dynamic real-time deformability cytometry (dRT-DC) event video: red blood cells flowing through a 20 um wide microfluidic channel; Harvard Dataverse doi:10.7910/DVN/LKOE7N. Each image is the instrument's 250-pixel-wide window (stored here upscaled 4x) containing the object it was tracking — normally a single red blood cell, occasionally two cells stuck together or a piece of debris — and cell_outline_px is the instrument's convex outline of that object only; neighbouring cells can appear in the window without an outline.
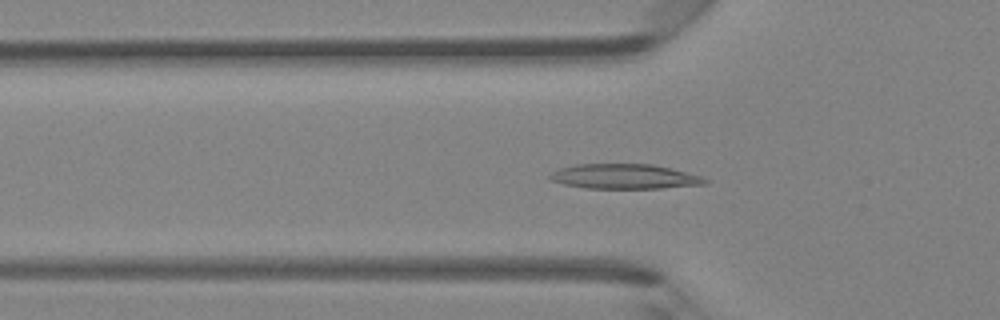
{"species": "Egyptian fruit bat (a non-hibernating species)", "species_latin": "Rousettus aegyptiacus", "temperature_condition": "room temperature", "stored_images_in_passage": 46, "camera_frame_rate_fps": 3000, "um_per_image_px": 0.085, "animal": {"sex": "female"}, "frame": {"image": 1, "passage_image": 15, "time_ms": 4.667, "image_size_px": [1000, 320], "cell_outline_px": [[708, 180], [704, 184], [660, 188], [584, 188], [564, 184], [552, 180], [548, 176], [552, 172], [560, 168], [576, 164], [652, 164], [672, 168], [700, 176]], "centroid_in_image_um": [53.06, 14.99], "position_along_channel_um": 72.7, "area_um2": 22.25}}
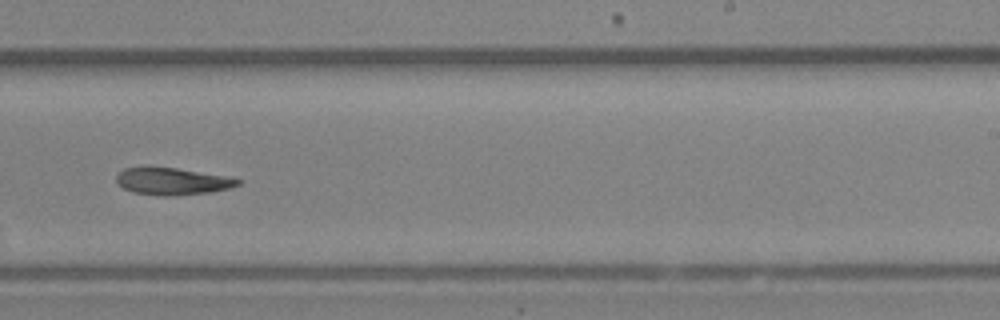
{"frame": {"image": 2, "passage_image": 29, "time_ms": 9.333, "image_size_px": [1000, 320], "cell_outline_px": [[244, 180], [240, 184], [228, 188], [212, 192], [172, 196], [164, 196], [132, 192], [124, 188], [116, 180], [116, 172], [124, 168], [176, 168], [228, 176]], "centroid_in_image_um": [14.68, 15.42], "position_along_channel_um": 274.3, "area_um2": 19.07}}
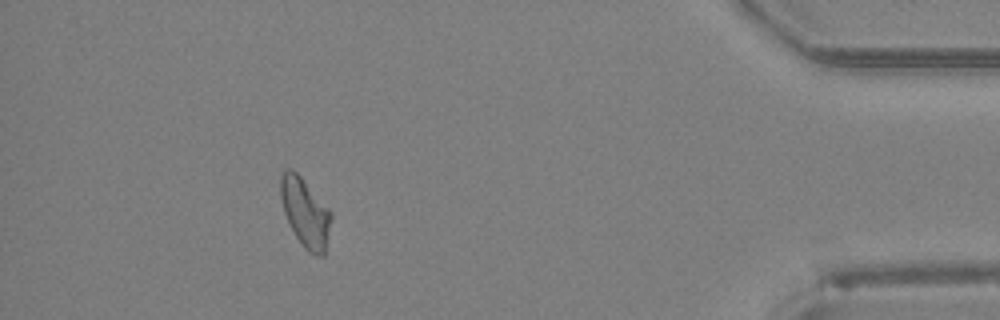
{"frame": {"image": 3, "passage_image": 42, "time_ms": 13.667, "image_size_px": [1000, 320], "cell_outline_px": [[332, 220], [324, 256], [316, 256], [308, 252], [304, 248], [296, 236], [284, 212], [280, 196], [280, 176], [288, 168], [292, 168], [300, 176], [332, 212]], "centroid_in_image_um": [25.96, 18.09], "position_along_channel_um": 409.2, "area_um2": 20.17}, "authors_computed_cell_mechanics": {"area_um2": 20.3456, "velocity_mm_per_s": 4.3372, "shape_relaxation_time_tau1_ms": 11.2181, "shape_relaxation_time_tau2_ms": null, "deformation_change_tau1": 0.2091, "deformation_change_tau2": null}}